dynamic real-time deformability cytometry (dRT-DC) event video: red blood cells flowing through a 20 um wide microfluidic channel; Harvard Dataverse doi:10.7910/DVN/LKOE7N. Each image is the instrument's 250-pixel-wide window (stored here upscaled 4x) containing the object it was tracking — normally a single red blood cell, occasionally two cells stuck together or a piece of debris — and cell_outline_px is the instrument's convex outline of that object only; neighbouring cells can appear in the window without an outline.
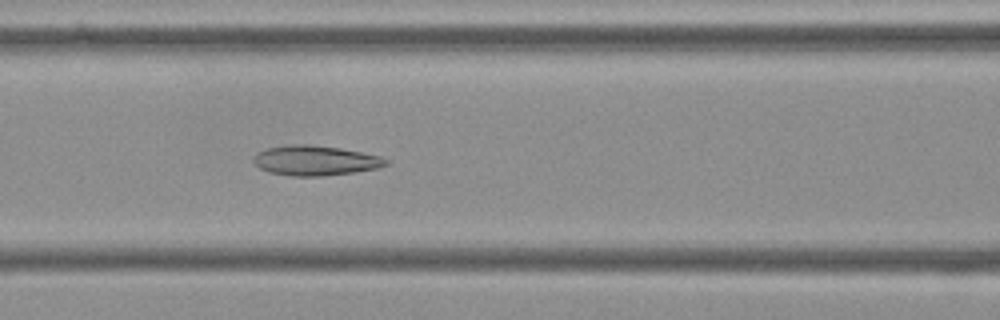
{"species": "Egyptian fruit bat (a non-hibernating species)", "species_latin": "Rousettus aegyptiacus", "temperature_condition": "cold", "stored_images_in_passage": 54, "camera_frame_rate_fps": 3000, "um_per_image_px": 0.085, "frame": {"image": 1, "passage_image": 22, "time_ms": 7.0, "image_size_px": [1000, 320], "cell_outline_px": [[388, 164], [380, 168], [356, 172], [324, 176], [292, 176], [268, 172], [260, 168], [252, 160], [260, 152], [268, 148], [292, 144], [308, 144], [340, 148], [380, 156], [388, 160]], "centroid_in_image_um": [26.84, 13.65], "position_along_channel_um": 139.8, "area_um2": 23.0}}
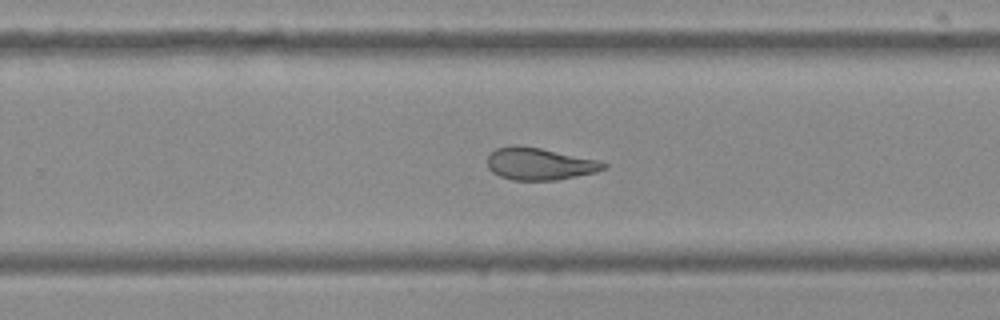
{"frame": {"image": 2, "passage_image": 34, "time_ms": 11.0, "image_size_px": [1000, 320], "cell_outline_px": [[608, 168], [596, 172], [556, 180], [512, 180], [500, 176], [492, 172], [488, 168], [488, 156], [496, 148], [516, 144], [540, 148], [596, 160], [608, 164]], "centroid_in_image_um": [45.84, 13.93], "position_along_channel_um": 284.0, "area_um2": 21.68}}
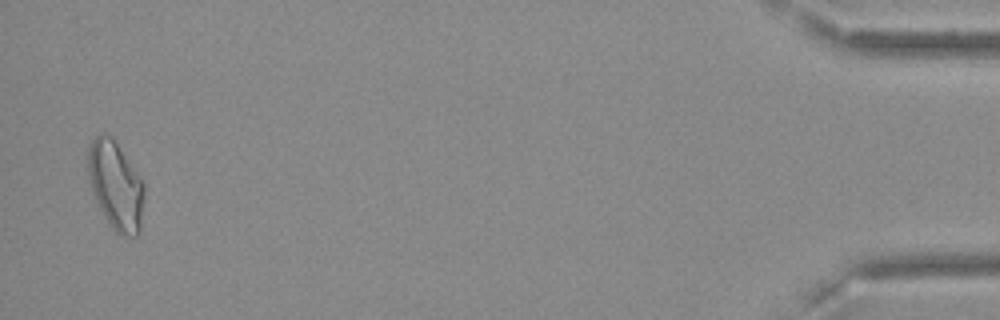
{"frame": {"image": 3, "passage_image": 53, "time_ms": 17.333, "image_size_px": [1000, 320], "cell_outline_px": [[144, 196], [140, 232], [136, 236], [120, 236], [112, 228], [104, 216], [92, 192], [88, 180], [88, 148], [92, 140], [96, 136], [104, 132], [112, 136], [144, 184]], "centroid_in_image_um": [9.82, 15.78], "position_along_channel_um": 425.4, "area_um2": 28.9}, "authors_computed_cell_mechanics": {"area_um2": 24.4494, "velocity_mm_per_s": 3.6073, "shape_relaxation_time_tau1_ms": null, "shape_relaxation_time_tau2_ms": 2.4906, "deformation_change_tau1": null, "deformation_change_tau2": 0.0845}}